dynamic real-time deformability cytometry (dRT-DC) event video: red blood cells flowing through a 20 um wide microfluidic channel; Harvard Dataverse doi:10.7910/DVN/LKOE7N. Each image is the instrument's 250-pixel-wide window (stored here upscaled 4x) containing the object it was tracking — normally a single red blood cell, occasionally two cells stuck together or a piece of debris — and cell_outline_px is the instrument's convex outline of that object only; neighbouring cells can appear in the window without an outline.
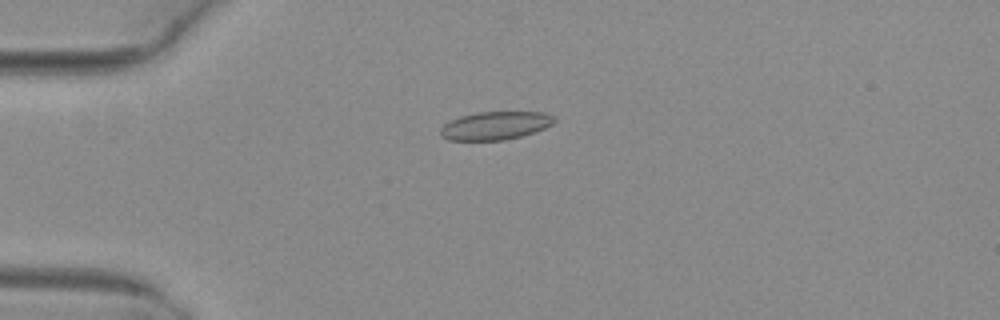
{"species": "common noctule bat (a hibernating species)", "species_latin": "Nyctalus noctula", "temperature_condition": "warm", "stored_images_in_passage": 3, "camera_frame_rate_fps": 3000, "um_per_image_px": 0.085, "animal": {"sex": "female", "body_mass_g": 29.2, "forearm_length_mm": 56.3}, "frame": {"image": 1, "passage_image": 1, "time_ms": 0.0, "image_size_px": [1000, 320], "cell_outline_px": [[556, 120], [552, 124], [544, 128], [520, 136], [504, 140], [448, 140], [440, 136], [440, 128], [448, 120], [460, 116], [476, 112], [544, 112], [556, 116]], "centroid_in_image_um": [42.07, 10.67], "position_along_channel_um": 42.9, "area_um2": 18.79}}
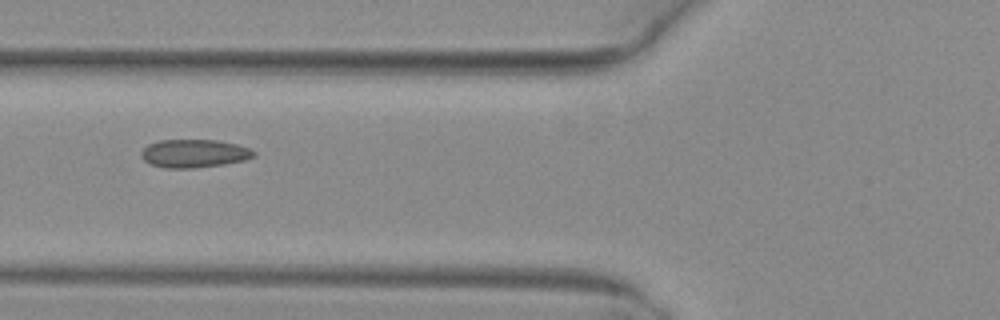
{"frame": {"image": 2, "passage_image": 3, "time_ms": 0.667, "image_size_px": [1000, 320], "cell_outline_px": [[256, 156], [244, 160], [224, 164], [192, 168], [164, 168], [148, 164], [140, 156], [140, 152], [148, 144], [160, 140], [216, 140], [236, 144], [248, 148], [256, 152]], "centroid_in_image_um": [16.47, 13.05], "position_along_channel_um": 109.3, "area_um2": 18.55}}